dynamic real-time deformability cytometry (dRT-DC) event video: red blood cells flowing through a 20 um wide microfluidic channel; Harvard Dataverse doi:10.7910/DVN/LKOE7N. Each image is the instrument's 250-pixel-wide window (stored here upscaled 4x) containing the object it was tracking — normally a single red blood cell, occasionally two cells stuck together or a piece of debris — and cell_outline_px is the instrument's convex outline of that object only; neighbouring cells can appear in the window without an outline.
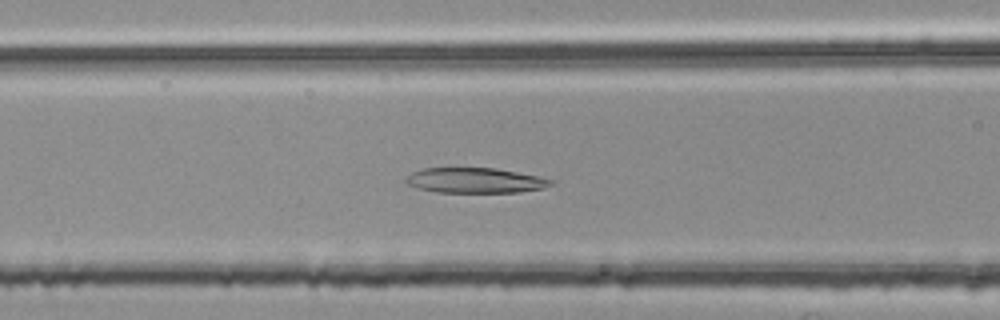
{"species": "common noctule bat (a hibernating species)", "species_latin": "Nyctalus noctula", "temperature_condition": "room temperature", "stored_images_in_passage": 42, "camera_frame_rate_fps": 3000, "um_per_image_px": 0.085, "animal": {"sex": "female", "body_mass_g": 25.1}, "frame": {"image": 1, "passage_image": 21, "time_ms": 6.667, "image_size_px": [1000, 320], "cell_outline_px": [[552, 184], [544, 188], [520, 192], [436, 192], [416, 188], [408, 184], [404, 180], [412, 172], [424, 168], [496, 168], [536, 176], [552, 180]], "centroid_in_image_um": [40.35, 15.34], "position_along_channel_um": 126.3, "area_um2": 21.1}}
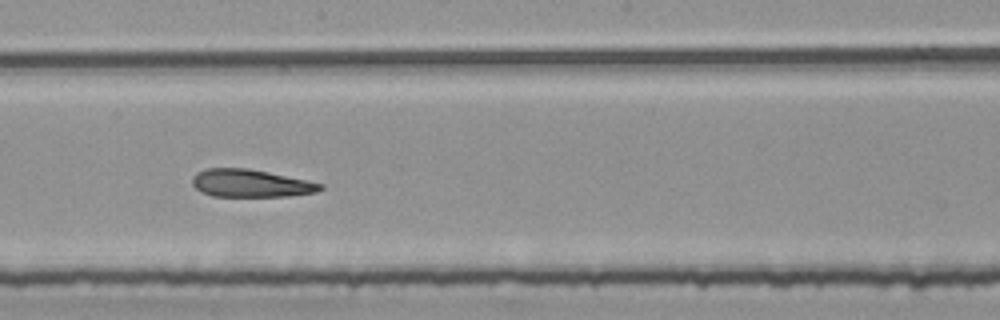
{"frame": {"image": 2, "passage_image": 29, "time_ms": 9.333, "image_size_px": [1000, 320], "cell_outline_px": [[324, 188], [316, 192], [288, 196], [212, 196], [200, 192], [192, 184], [192, 176], [196, 172], [204, 168], [248, 168], [268, 172], [324, 184]], "centroid_in_image_um": [21.26, 15.57], "position_along_channel_um": 226.9, "area_um2": 20.69}}
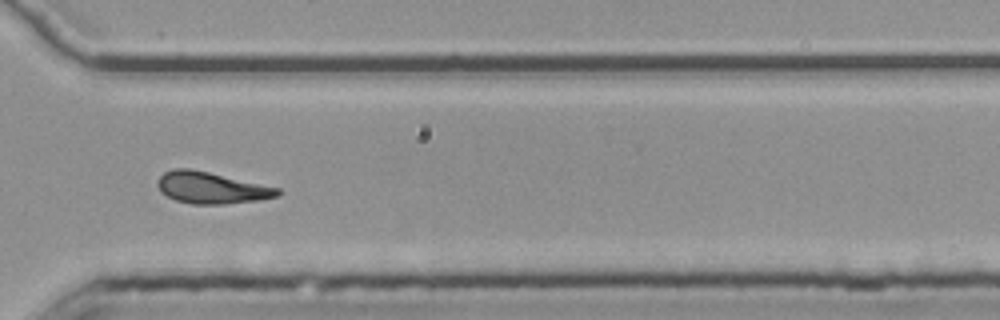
{"frame": {"image": 3, "passage_image": 39, "time_ms": 12.667, "image_size_px": [1000, 320], "cell_outline_px": [[284, 192], [280, 196], [260, 200], [224, 204], [192, 204], [176, 200], [160, 192], [156, 184], [160, 176], [164, 172], [172, 168], [188, 168], [208, 172], [280, 188]], "centroid_in_image_um": [17.99, 15.97], "position_along_channel_um": 352.6, "area_um2": 22.2}, "authors_computed_cell_mechanics": {"area_um2": 21.9351, "velocity_mm_per_s": 3.7814, "shape_relaxation_time_tau1_ms": null, "shape_relaxation_time_tau2_ms": 7.8569, "deformation_change_tau1": null, "deformation_change_tau2": 0.2099}}